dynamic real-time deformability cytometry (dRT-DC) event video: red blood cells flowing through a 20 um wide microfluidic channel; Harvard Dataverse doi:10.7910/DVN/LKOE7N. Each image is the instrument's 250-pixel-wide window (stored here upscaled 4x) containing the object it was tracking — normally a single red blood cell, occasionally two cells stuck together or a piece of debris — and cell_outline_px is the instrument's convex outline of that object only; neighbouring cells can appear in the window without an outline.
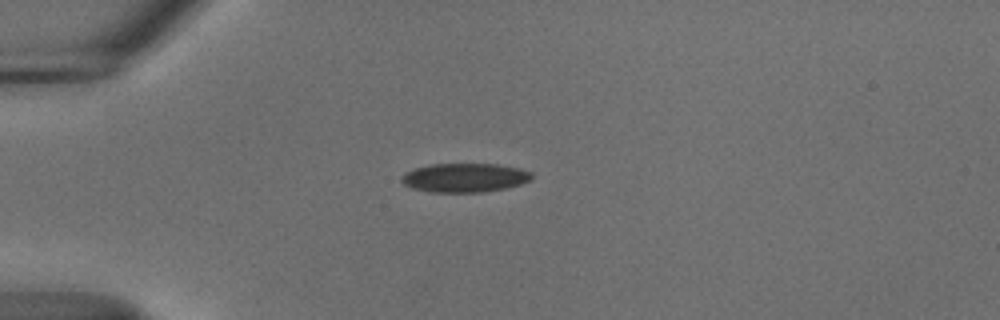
{"species": "common noctule bat (a hibernating species)", "species_latin": "Nyctalus noctula", "temperature_condition": "cold", "stored_images_in_passage": 41, "camera_frame_rate_fps": 3000, "um_per_image_px": 0.085, "animal": {"sex": "male", "body_mass_g": 18.8}, "frame": {"image": 1, "passage_image": 1, "time_ms": 0.0, "image_size_px": [1000, 320], "cell_outline_px": [[532, 180], [520, 184], [504, 188], [484, 192], [428, 192], [412, 188], [404, 184], [400, 180], [400, 176], [416, 168], [432, 164], [496, 164], [520, 168], [532, 172]], "centroid_in_image_um": [39.51, 15.11], "position_along_channel_um": 45.5, "area_um2": 21.96}}
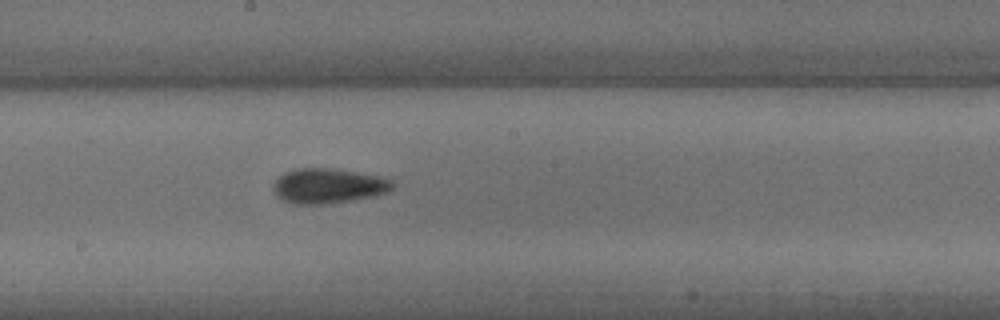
{"frame": {"image": 2, "passage_image": 17, "time_ms": 5.333, "image_size_px": [1000, 320], "cell_outline_px": [[392, 188], [388, 192], [372, 196], [352, 200], [324, 204], [292, 204], [276, 196], [272, 188], [272, 184], [284, 172], [296, 168], [332, 168], [388, 176], [392, 180]], "centroid_in_image_um": [27.91, 15.78], "position_along_channel_um": 220.3, "area_um2": 24.62}}
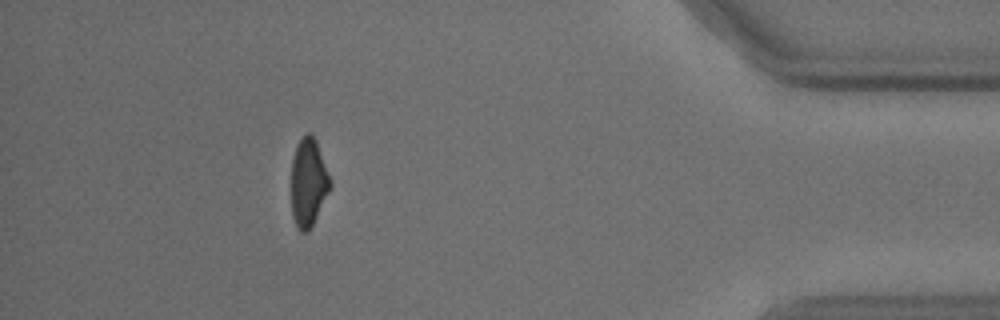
{"frame": {"image": 3, "passage_image": 36, "time_ms": 11.667, "image_size_px": [1000, 320], "cell_outline_px": [[332, 188], [308, 232], [300, 232], [296, 228], [292, 216], [292, 160], [296, 144], [308, 132], [312, 132], [316, 140], [332, 180]], "centroid_in_image_um": [26.23, 15.51], "position_along_channel_um": 409.0, "area_um2": 20.29}, "authors_computed_cell_mechanics": {"area_um2": 22.253, "velocity_mm_per_s": 3.7045, "shape_relaxation_time_tau1_ms": 5.0366, "shape_relaxation_time_tau2_ms": 9.9108, "deformation_change_tau1": 0.1213, "deformation_change_tau2": 0.118}}